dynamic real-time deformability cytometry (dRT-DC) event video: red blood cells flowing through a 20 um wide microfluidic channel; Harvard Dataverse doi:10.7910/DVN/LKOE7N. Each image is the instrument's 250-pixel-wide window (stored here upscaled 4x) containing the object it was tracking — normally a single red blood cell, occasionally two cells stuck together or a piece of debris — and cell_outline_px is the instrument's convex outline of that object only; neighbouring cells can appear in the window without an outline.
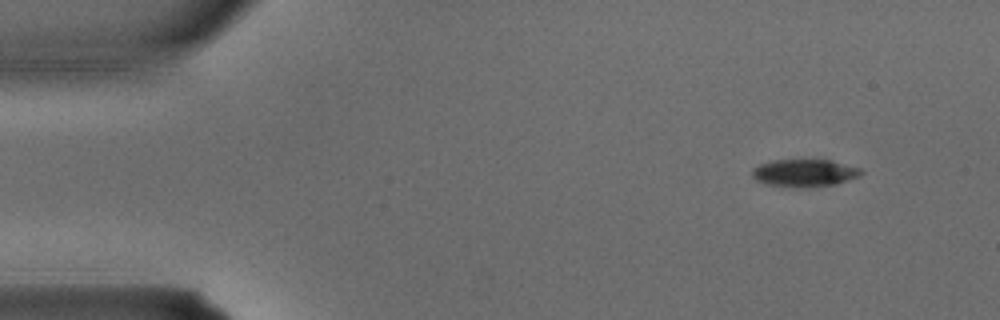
{"species": "common noctule bat (a hibernating species)", "species_latin": "Nyctalus noctula", "temperature_condition": "warm", "stored_images_in_passage": 3, "segment_of_instrument_passage": [2, 2], "camera_frame_rate_fps": 3000, "um_per_image_px": 0.085, "animal": {"sex": "male", "body_mass_g": 15.6}, "frame": {"image": 1, "passage_image": 3, "time_ms": 0.667, "image_size_px": [1000, 320], "cell_outline_px": [[864, 172], [860, 176], [836, 184], [768, 184], [756, 180], [752, 176], [752, 168], [760, 164], [772, 160], [832, 160], [860, 168]], "centroid_in_image_um": [68.41, 14.63], "position_along_channel_um": 16.6, "area_um2": 16.47}}